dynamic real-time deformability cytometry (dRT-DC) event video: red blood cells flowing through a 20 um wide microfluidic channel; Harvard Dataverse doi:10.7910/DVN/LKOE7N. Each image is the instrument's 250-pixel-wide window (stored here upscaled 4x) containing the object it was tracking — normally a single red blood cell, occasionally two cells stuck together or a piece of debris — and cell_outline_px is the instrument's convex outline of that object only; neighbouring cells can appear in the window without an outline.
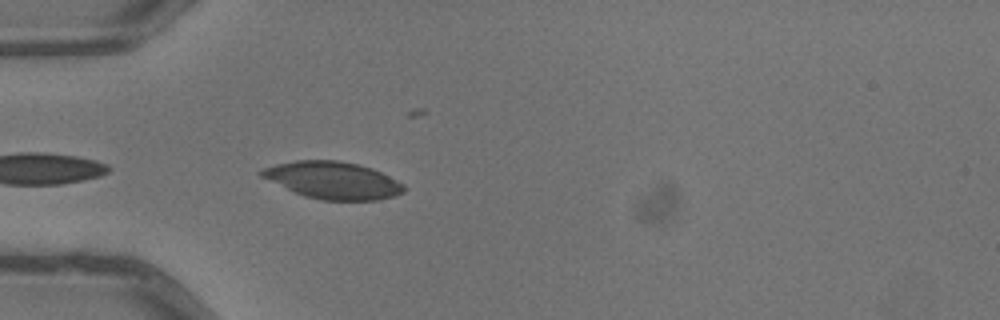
{"species": "common noctule bat (a hibernating species)", "species_latin": "Nyctalus noctula", "temperature_condition": "warm", "stored_images_in_passage": 5, "camera_frame_rate_fps": 3000, "um_per_image_px": 0.085, "animal": {"sex": "male", "body_mass_g": 13.3}, "frame": {"image": 1, "passage_image": 5, "time_ms": 1.333, "image_size_px": [1000, 320], "cell_outline_px": [[408, 188], [404, 192], [396, 196], [376, 200], [320, 200], [304, 196], [260, 176], [256, 172], [264, 168], [276, 164], [296, 160], [336, 160], [356, 164], [372, 168], [404, 184]], "centroid_in_image_um": [28.31, 15.33], "position_along_channel_um": 56.7, "area_um2": 30.75}}